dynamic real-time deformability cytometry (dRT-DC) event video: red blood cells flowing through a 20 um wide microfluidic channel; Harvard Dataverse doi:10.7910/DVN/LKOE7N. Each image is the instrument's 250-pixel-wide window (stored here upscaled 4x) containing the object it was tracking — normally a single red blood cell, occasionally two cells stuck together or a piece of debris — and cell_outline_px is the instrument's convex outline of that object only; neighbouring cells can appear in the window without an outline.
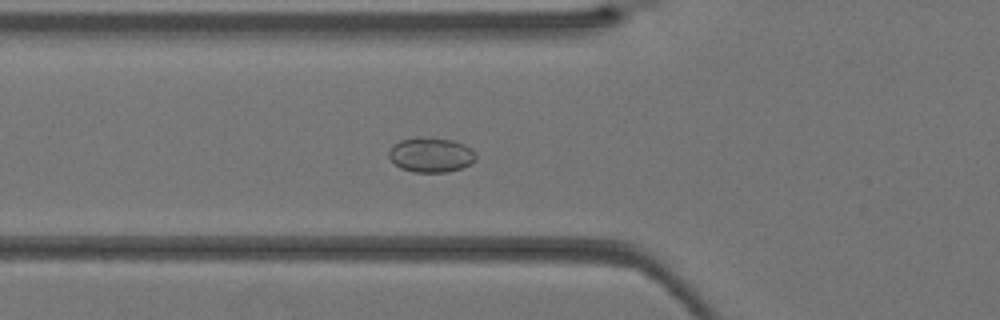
{"species": "Egyptian fruit bat (a non-hibernating species)", "species_latin": "Rousettus aegyptiacus", "temperature_condition": "warm", "stored_images_in_passage": 12, "camera_frame_rate_fps": 3000, "um_per_image_px": 0.085, "animal": {"sex": "female"}, "frame": {"image": 1, "passage_image": 11, "time_ms": 3.333, "image_size_px": [1000, 320], "cell_outline_px": [[476, 160], [472, 164], [460, 168], [444, 172], [412, 172], [400, 168], [388, 156], [388, 152], [392, 144], [400, 140], [420, 136], [452, 140], [464, 144], [472, 148], [476, 152]], "centroid_in_image_um": [36.63, 13.15], "position_along_channel_um": 89.2, "area_um2": 17.86}}